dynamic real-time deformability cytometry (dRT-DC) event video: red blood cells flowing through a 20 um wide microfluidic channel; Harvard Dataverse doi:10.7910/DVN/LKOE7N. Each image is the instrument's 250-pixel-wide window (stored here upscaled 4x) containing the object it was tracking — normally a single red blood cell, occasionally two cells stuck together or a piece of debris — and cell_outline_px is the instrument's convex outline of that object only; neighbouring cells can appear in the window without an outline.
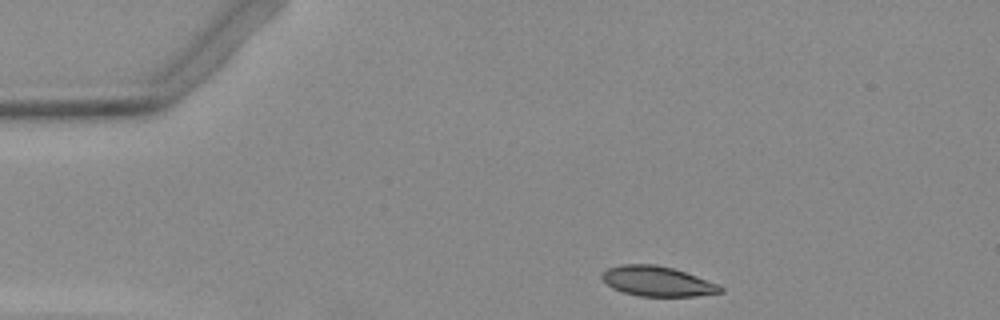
{"species": "Egyptian fruit bat (a non-hibernating species)", "species_latin": "Rousettus aegyptiacus", "temperature_condition": "warm", "stored_images_in_passage": 34, "camera_frame_rate_fps": 3000, "um_per_image_px": 0.085, "animal": {"sex": "female"}, "frame": {"image": 1, "passage_image": 1, "time_ms": 0.0, "image_size_px": [1000, 320], "cell_outline_px": [[724, 292], [692, 296], [640, 296], [624, 292], [612, 288], [600, 276], [600, 272], [608, 268], [624, 264], [656, 264], [672, 268], [720, 284], [724, 288]], "centroid_in_image_um": [55.88, 23.9], "position_along_channel_um": 29.1, "area_um2": 20.63}}
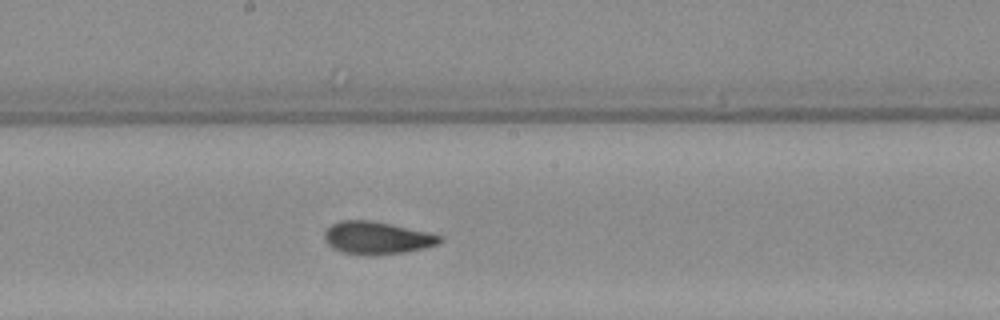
{"frame": {"image": 2, "passage_image": 20, "time_ms": 6.333, "image_size_px": [1000, 320], "cell_outline_px": [[444, 240], [436, 244], [404, 252], [344, 252], [328, 244], [324, 240], [324, 232], [332, 224], [340, 220], [372, 220], [428, 232], [440, 236]], "centroid_in_image_um": [32.02, 20.15], "position_along_channel_um": 216.2, "area_um2": 20.75}}
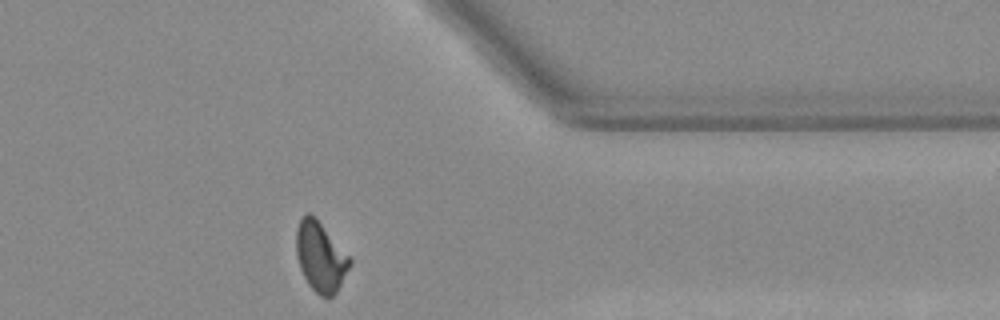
{"frame": {"image": 3, "passage_image": 34, "time_ms": 11.0, "image_size_px": [1000, 320], "cell_outline_px": [[352, 264], [336, 292], [332, 296], [320, 296], [308, 284], [300, 268], [296, 256], [296, 228], [300, 216], [304, 212], [308, 212], [320, 224], [352, 260]], "centroid_in_image_um": [27.21, 21.83], "position_along_channel_um": 384.2, "area_um2": 21.39}}